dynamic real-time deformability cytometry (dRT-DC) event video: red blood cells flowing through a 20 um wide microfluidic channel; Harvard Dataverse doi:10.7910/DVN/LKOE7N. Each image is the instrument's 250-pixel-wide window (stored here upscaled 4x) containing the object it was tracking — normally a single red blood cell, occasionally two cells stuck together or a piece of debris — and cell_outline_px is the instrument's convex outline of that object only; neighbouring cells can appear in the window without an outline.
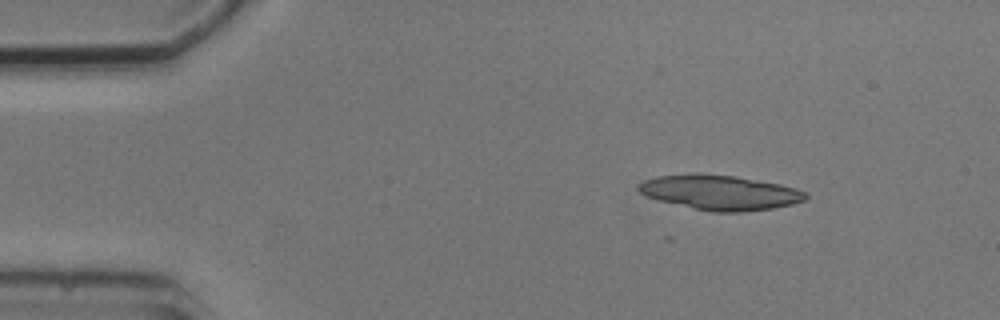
{"species": "common noctule bat (a hibernating species)", "species_latin": "Nyctalus noctula", "temperature_condition": "cold", "stored_images_in_passage": 3, "camera_frame_rate_fps": 3000, "um_per_image_px": 0.085, "animal": {"sex": "male", "body_mass_g": 20.5, "forearm_length_mm": 52.5}, "frame": {"image": 1, "passage_image": 1, "time_ms": 0.0, "image_size_px": [1000, 320], "cell_outline_px": [[808, 196], [804, 200], [792, 204], [772, 208], [744, 212], [712, 212], [692, 208], [660, 200], [648, 196], [640, 192], [636, 188], [636, 184], [644, 180], [656, 176], [736, 176], [780, 184], [796, 188], [808, 192]], "centroid_in_image_um": [61.26, 16.4], "position_along_channel_um": 23.7, "area_um2": 33.0}}